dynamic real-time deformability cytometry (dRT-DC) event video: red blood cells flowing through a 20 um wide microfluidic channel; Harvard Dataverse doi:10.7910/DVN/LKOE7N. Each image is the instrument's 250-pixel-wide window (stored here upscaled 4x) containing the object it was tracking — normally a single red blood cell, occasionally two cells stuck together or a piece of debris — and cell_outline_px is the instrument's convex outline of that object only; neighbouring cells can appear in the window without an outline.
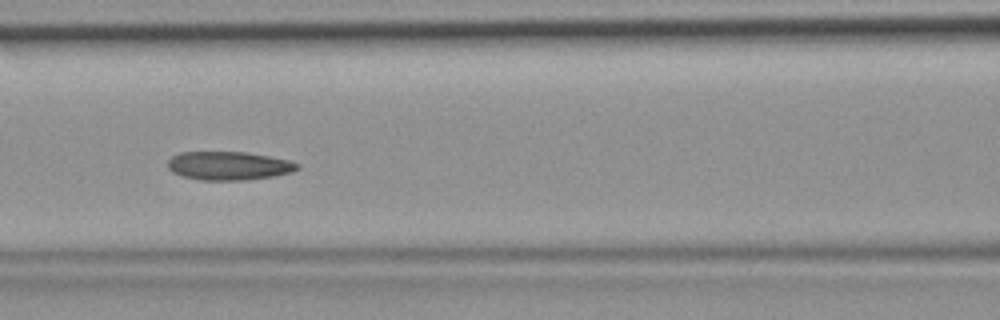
{"species": "common noctule bat (a hibernating species)", "species_latin": "Nyctalus noctula", "temperature_condition": "room temperature", "stored_images_in_passage": 6, "camera_frame_rate_fps": 3000, "um_per_image_px": 0.085, "animal": {"sex": "female", "body_mass_g": 19.9}, "frame": {"image": 1, "passage_image": 6, "time_ms": 1.667, "image_size_px": [1000, 320], "cell_outline_px": [[300, 168], [292, 172], [272, 176], [244, 180], [200, 180], [184, 176], [172, 172], [168, 168], [168, 160], [172, 156], [180, 152], [244, 152], [268, 156], [288, 160], [300, 164]], "centroid_in_image_um": [19.44, 14.09], "position_along_channel_um": 147.2, "area_um2": 21.44}}